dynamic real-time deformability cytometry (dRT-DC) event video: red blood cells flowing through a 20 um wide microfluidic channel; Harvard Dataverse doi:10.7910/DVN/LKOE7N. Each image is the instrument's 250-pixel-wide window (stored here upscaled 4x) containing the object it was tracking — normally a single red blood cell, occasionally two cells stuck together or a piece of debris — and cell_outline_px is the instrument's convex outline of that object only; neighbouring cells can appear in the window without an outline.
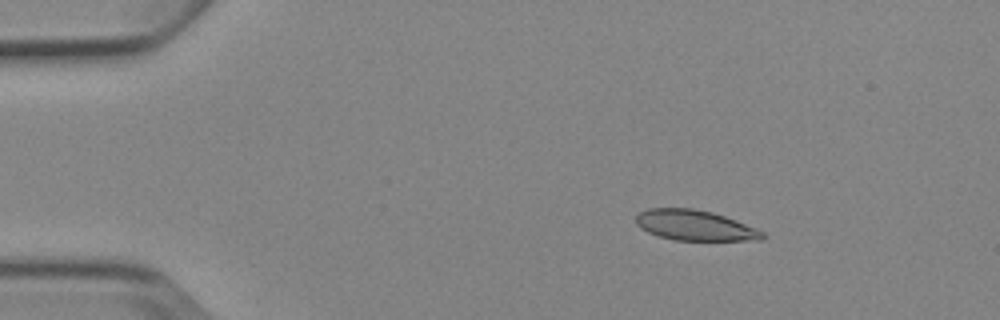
{"species": "Egyptian fruit bat (a non-hibernating species)", "species_latin": "Rousettus aegyptiacus", "temperature_condition": "cold", "stored_images_in_passage": 4, "camera_frame_rate_fps": 3000, "um_per_image_px": 0.085, "animal": {"sex": "female"}, "frame": {"image": 1, "passage_image": 2, "time_ms": 1.0, "image_size_px": [1000, 320], "cell_outline_px": [[768, 236], [760, 240], [676, 240], [660, 236], [648, 232], [640, 228], [636, 224], [636, 216], [640, 212], [648, 208], [692, 208], [712, 212], [736, 220], [756, 228], [764, 232]], "centroid_in_image_um": [59.08, 19.15], "position_along_channel_um": 25.9, "area_um2": 22.37}}